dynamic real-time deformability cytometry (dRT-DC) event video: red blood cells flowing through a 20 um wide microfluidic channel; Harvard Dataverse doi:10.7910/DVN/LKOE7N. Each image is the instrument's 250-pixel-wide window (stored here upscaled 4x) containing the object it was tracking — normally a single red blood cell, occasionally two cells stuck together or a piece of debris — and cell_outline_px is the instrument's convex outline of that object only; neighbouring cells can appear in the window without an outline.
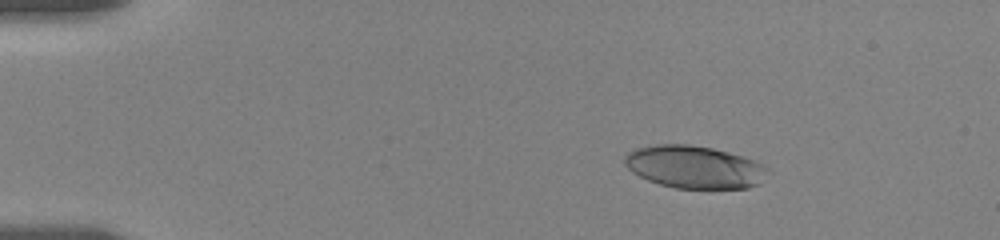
{"species": "human", "species_latin": "Homo sapiens", "temperature_condition": "room temperature", "stored_images_in_passage": 37, "camera_frame_rate_fps": 3000, "um_per_image_px": 0.085, "donor": {"sex": "female"}, "frame": {"image": 1, "passage_image": 6, "time_ms": 2.667, "image_size_px": [1000, 240], "cell_outline_px": [[772, 172], [756, 184], [748, 188], [676, 188], [660, 184], [648, 180], [632, 172], [624, 164], [624, 156], [628, 152], [636, 148], [656, 144], [688, 144], [712, 148], [728, 152], [752, 160], [768, 168]], "centroid_in_image_um": [59.0, 14.19], "position_along_channel_um": 26.0, "area_um2": 35.37}}
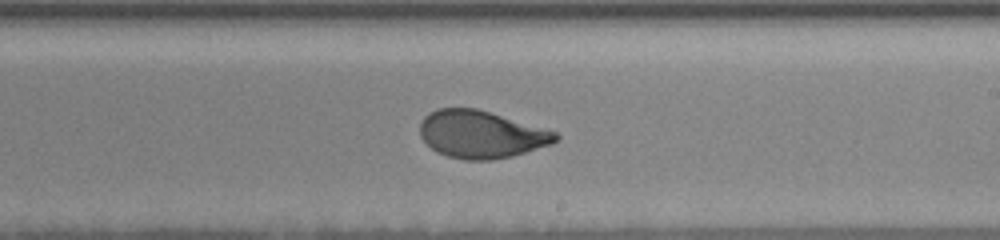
{"frame": {"image": 2, "passage_image": 23, "time_ms": 11.333, "image_size_px": [1000, 240], "cell_outline_px": [[560, 140], [552, 144], [512, 156], [492, 160], [464, 160], [448, 156], [436, 152], [420, 136], [420, 124], [424, 116], [428, 112], [436, 108], [476, 108], [556, 132], [560, 136]], "centroid_in_image_um": [40.88, 11.42], "position_along_channel_um": 248.1, "area_um2": 37.45}}
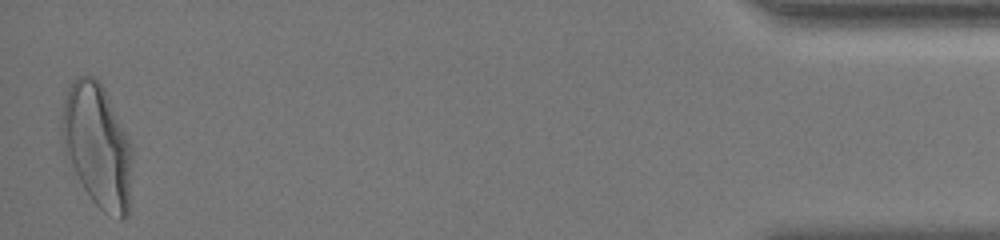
{"frame": {"image": 3, "passage_image": 37, "time_ms": 18.667, "image_size_px": [1000, 240], "cell_outline_px": [[132, 156], [128, 216], [124, 220], [120, 220], [104, 212], [92, 200], [84, 188], [72, 164], [64, 132], [64, 100], [68, 88], [72, 80], [76, 76], [96, 76], [104, 88], [132, 148]], "centroid_in_image_um": [8.34, 12.39], "position_along_channel_um": 426.9, "area_um2": 48.9}, "authors_computed_cell_mechanics": {"area_um2": 37.6278, "velocity_mm_per_s": 3.5139, "shape_relaxation_time_tau1_ms": 4.7419, "shape_relaxation_time_tau2_ms": 0.8605, "deformation_change_tau1": 0.1942, "deformation_change_tau2": 0.0623}}